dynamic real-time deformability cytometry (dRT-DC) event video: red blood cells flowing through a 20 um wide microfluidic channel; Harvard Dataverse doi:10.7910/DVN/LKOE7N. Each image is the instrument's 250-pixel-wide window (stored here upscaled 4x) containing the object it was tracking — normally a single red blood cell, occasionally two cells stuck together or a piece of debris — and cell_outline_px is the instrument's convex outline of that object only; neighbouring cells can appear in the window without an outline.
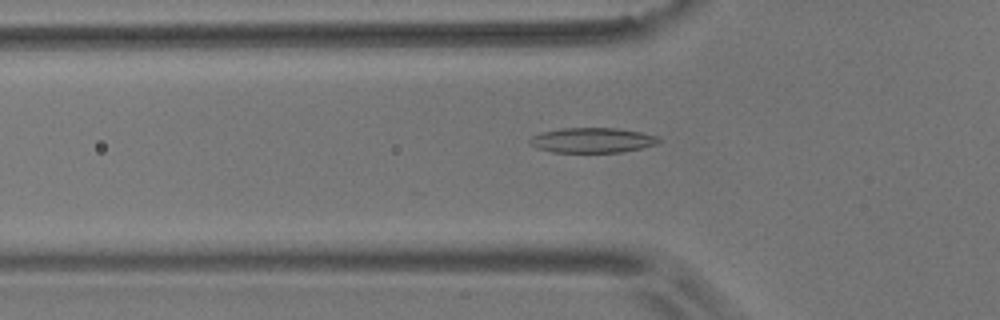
{"species": "common noctule bat (a hibernating species)", "species_latin": "Nyctalus noctula", "temperature_condition": "room temperature", "stored_images_in_passage": 46, "camera_frame_rate_fps": 3000, "um_per_image_px": 0.085, "animal": {"sex": "male", "body_mass_g": 17.9}, "frame": {"image": 1, "passage_image": 9, "time_ms": 2.667, "image_size_px": [1000, 320], "cell_outline_px": [[660, 140], [656, 144], [624, 152], [552, 152], [536, 148], [528, 144], [528, 140], [532, 136], [540, 132], [560, 128], [616, 128], [640, 132], [656, 136]], "centroid_in_image_um": [50.27, 11.92], "position_along_channel_um": 75.5, "area_um2": 18.84}}
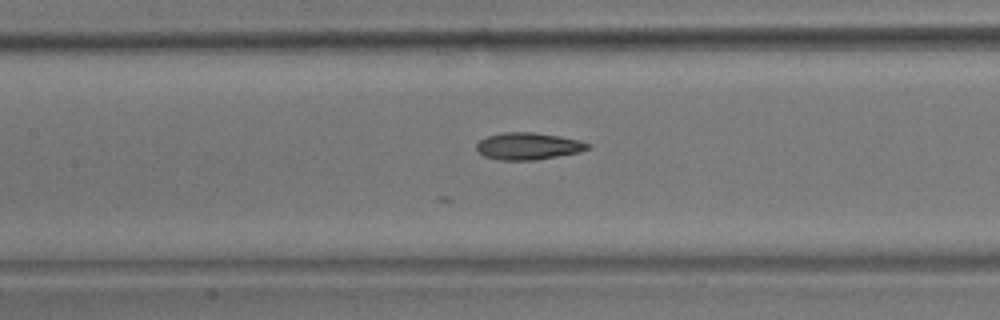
{"frame": {"image": 2, "passage_image": 16, "time_ms": 5.0, "image_size_px": [1000, 320], "cell_outline_px": [[592, 148], [580, 152], [536, 160], [500, 160], [484, 156], [476, 152], [476, 144], [480, 140], [488, 136], [504, 132], [532, 132], [560, 136], [580, 140], [592, 144]], "centroid_in_image_um": [44.92, 12.42], "position_along_channel_um": 162.5, "area_um2": 17.74}}
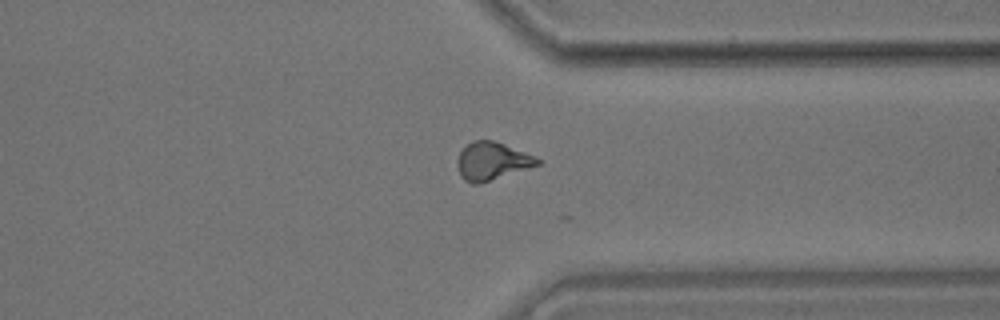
{"frame": {"image": 3, "passage_image": 33, "time_ms": 10.667, "image_size_px": [1000, 320], "cell_outline_px": [[540, 164], [476, 184], [472, 184], [464, 180], [460, 176], [456, 160], [460, 152], [472, 140], [492, 140], [504, 144], [524, 152], [540, 160]], "centroid_in_image_um": [41.76, 13.68], "position_along_channel_um": 369.6, "area_um2": 17.17}, "authors_computed_cell_mechanics": {"area_um2": 17.2822, "velocity_mm_per_s": 3.7016, "shape_relaxation_time_tau1_ms": null, "shape_relaxation_time_tau2_ms": 6.8038, "deformation_change_tau1": null, "deformation_change_tau2": 0.1516}}